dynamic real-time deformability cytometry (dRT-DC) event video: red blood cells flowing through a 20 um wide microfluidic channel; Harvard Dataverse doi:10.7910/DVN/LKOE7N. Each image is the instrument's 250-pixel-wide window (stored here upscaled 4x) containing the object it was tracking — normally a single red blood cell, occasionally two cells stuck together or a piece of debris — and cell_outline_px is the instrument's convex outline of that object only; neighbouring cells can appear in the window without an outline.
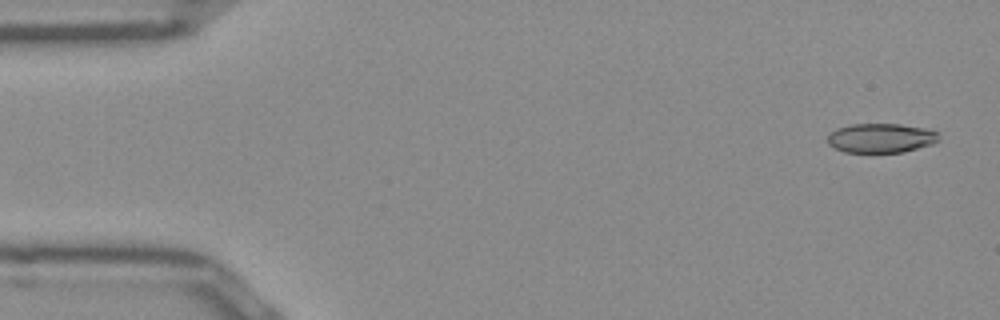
{"species": "Egyptian fruit bat (a non-hibernating species)", "species_latin": "Rousettus aegyptiacus", "temperature_condition": "room temperature", "stored_images_in_passage": 51, "camera_frame_rate_fps": 3000, "um_per_image_px": 0.085, "frame": {"image": 1, "passage_image": 2, "time_ms": 0.333, "image_size_px": [1000, 320], "cell_outline_px": [[940, 140], [932, 144], [904, 152], [844, 152], [828, 144], [828, 136], [836, 128], [852, 124], [900, 124], [924, 128], [936, 132]], "centroid_in_image_um": [74.88, 11.73], "position_along_channel_um": 10.1, "area_um2": 18.9}}
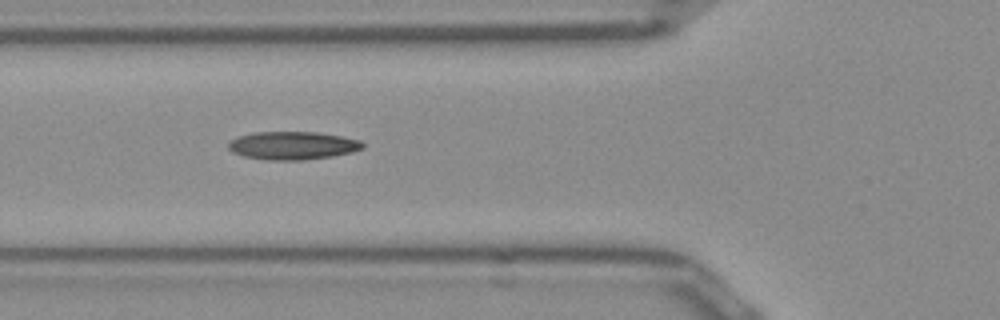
{"frame": {"image": 2, "passage_image": 18, "time_ms": 5.667, "image_size_px": [1000, 320], "cell_outline_px": [[364, 148], [352, 152], [332, 156], [304, 160], [268, 160], [244, 156], [232, 152], [228, 148], [228, 140], [252, 132], [316, 132], [340, 136], [360, 140], [364, 144]], "centroid_in_image_um": [24.86, 12.37], "position_along_channel_um": 100.9, "area_um2": 22.02}}
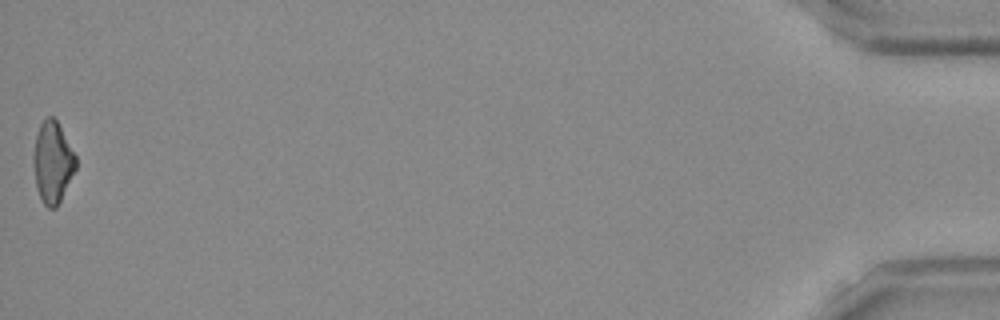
{"frame": {"image": 3, "passage_image": 51, "time_ms": 16.667, "image_size_px": [1000, 320], "cell_outline_px": [[76, 168], [56, 208], [48, 208], [44, 204], [36, 188], [32, 156], [36, 136], [40, 124], [48, 116], [52, 116], [56, 120], [76, 156]], "centroid_in_image_um": [4.45, 13.8], "position_along_channel_um": 430.7, "area_um2": 19.83}, "authors_computed_cell_mechanics": {"area_um2": 20.519, "velocity_mm_per_s": 3.9334, "shape_relaxation_time_tau1_ms": 6.1607, "shape_relaxation_time_tau2_ms": 5.3849, "deformation_change_tau1": 0.19, "deformation_change_tau2": 0.156}}